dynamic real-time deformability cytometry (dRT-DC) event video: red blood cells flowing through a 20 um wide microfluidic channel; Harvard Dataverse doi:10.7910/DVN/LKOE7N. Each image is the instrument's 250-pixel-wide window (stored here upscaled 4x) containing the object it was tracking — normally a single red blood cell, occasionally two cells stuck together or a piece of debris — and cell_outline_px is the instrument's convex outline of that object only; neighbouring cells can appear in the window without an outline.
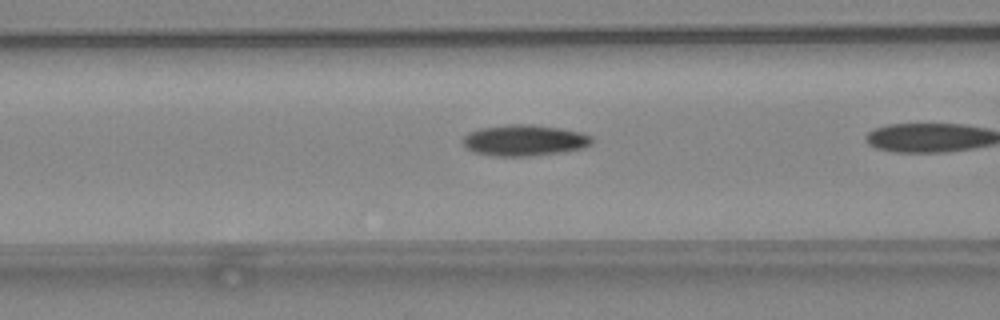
{"species": "common noctule bat (a hibernating species)", "species_latin": "Nyctalus noctula", "temperature_condition": "warm", "stored_images_in_passage": 19, "camera_frame_rate_fps": 3000, "um_per_image_px": 0.085, "animal": {"sex": "female", "body_mass_g": 24.6, "forearm_length_mm": 56.2}, "frame": {"image": 1, "passage_image": 15, "time_ms": 4.667, "image_size_px": [1000, 320], "cell_outline_px": [[592, 144], [584, 148], [564, 152], [528, 156], [492, 156], [472, 152], [464, 144], [464, 136], [468, 132], [480, 128], [508, 124], [532, 124], [560, 128], [580, 132], [592, 136]], "centroid_in_image_um": [44.59, 11.93], "position_along_channel_um": 122.0, "area_um2": 23.52}}